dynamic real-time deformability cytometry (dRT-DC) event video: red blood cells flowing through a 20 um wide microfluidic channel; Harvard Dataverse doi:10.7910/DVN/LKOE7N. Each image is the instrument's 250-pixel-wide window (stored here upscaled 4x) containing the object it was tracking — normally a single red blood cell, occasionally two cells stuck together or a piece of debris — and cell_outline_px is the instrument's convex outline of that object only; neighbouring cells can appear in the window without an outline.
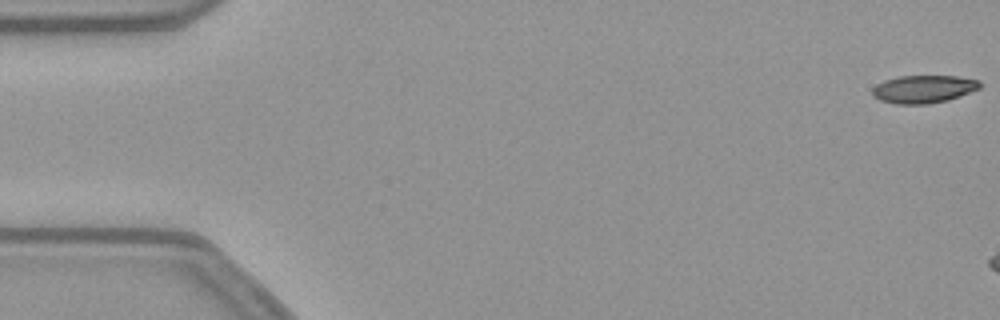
{"species": "common noctule bat (a hibernating species)", "species_latin": "Nyctalus noctula", "temperature_condition": "warm", "stored_images_in_passage": 7, "camera_frame_rate_fps": 3000, "um_per_image_px": 0.085, "animal": {"sex": "female", "body_mass_g": 21.9}, "frame": {"image": 1, "passage_image": 1, "time_ms": 0.0, "image_size_px": [1000, 320], "cell_outline_px": [[984, 84], [980, 88], [960, 96], [948, 100], [928, 104], [896, 104], [880, 100], [872, 96], [872, 88], [876, 84], [884, 80], [900, 76], [956, 76], [980, 80]], "centroid_in_image_um": [78.51, 7.57], "position_along_channel_um": 6.5, "area_um2": 17.63}}